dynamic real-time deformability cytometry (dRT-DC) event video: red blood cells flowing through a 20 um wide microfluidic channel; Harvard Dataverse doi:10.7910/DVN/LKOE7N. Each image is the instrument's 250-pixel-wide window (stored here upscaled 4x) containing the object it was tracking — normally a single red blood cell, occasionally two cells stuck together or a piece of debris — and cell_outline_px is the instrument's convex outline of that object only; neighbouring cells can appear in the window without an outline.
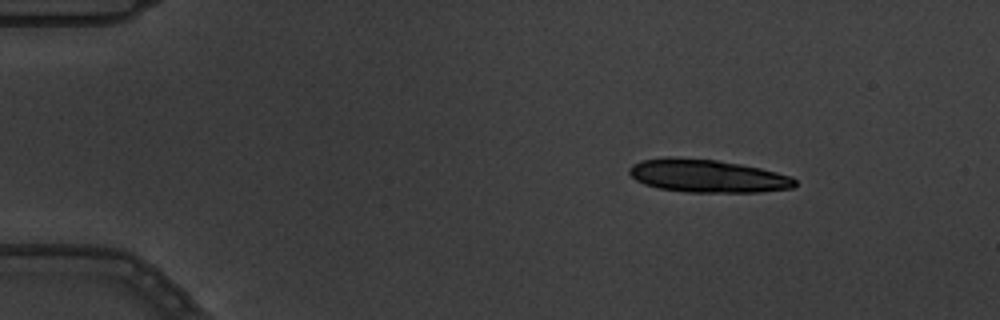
{"species": "common noctule bat (a hibernating species)", "species_latin": "Nyctalus noctula", "temperature_condition": "warm", "stored_images_in_passage": 5, "segment_of_instrument_passage": [1, 2], "camera_frame_rate_fps": 3000, "um_per_image_px": 0.085, "animal": {"sex": "male", "body_mass_g": 19.5, "forearm_length_mm": 54.6}, "frame": {"image": 1, "passage_image": 1, "time_ms": 0.0, "image_size_px": [1000, 320], "cell_outline_px": [[796, 184], [792, 188], [760, 192], [688, 192], [660, 188], [644, 184], [636, 180], [628, 172], [628, 168], [632, 164], [640, 160], [668, 156], [716, 160], [740, 164], [760, 168], [792, 176], [796, 180]], "centroid_in_image_um": [60.11, 14.95], "position_along_channel_um": 24.9, "area_um2": 31.91}}